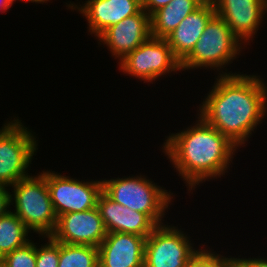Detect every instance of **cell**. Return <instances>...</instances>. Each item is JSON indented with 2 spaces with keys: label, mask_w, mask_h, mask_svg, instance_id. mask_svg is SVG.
<instances>
[{
  "label": "cell",
  "mask_w": 267,
  "mask_h": 267,
  "mask_svg": "<svg viewBox=\"0 0 267 267\" xmlns=\"http://www.w3.org/2000/svg\"><path fill=\"white\" fill-rule=\"evenodd\" d=\"M236 74L219 73L199 115L239 146L266 115L267 86L256 75Z\"/></svg>",
  "instance_id": "6da1fadb"
},
{
  "label": "cell",
  "mask_w": 267,
  "mask_h": 267,
  "mask_svg": "<svg viewBox=\"0 0 267 267\" xmlns=\"http://www.w3.org/2000/svg\"><path fill=\"white\" fill-rule=\"evenodd\" d=\"M167 138L165 154L191 190L207 178L221 177L238 147L201 116L195 126Z\"/></svg>",
  "instance_id": "7a4b0ae2"
},
{
  "label": "cell",
  "mask_w": 267,
  "mask_h": 267,
  "mask_svg": "<svg viewBox=\"0 0 267 267\" xmlns=\"http://www.w3.org/2000/svg\"><path fill=\"white\" fill-rule=\"evenodd\" d=\"M11 186L14 194H10V203H15L14 213L29 230L44 237L50 236L56 228L57 215L46 177L42 173L37 177L28 176Z\"/></svg>",
  "instance_id": "3957f363"
},
{
  "label": "cell",
  "mask_w": 267,
  "mask_h": 267,
  "mask_svg": "<svg viewBox=\"0 0 267 267\" xmlns=\"http://www.w3.org/2000/svg\"><path fill=\"white\" fill-rule=\"evenodd\" d=\"M102 191L112 200L131 210L146 214L156 225L162 218L172 196L146 177L102 180Z\"/></svg>",
  "instance_id": "277c9868"
},
{
  "label": "cell",
  "mask_w": 267,
  "mask_h": 267,
  "mask_svg": "<svg viewBox=\"0 0 267 267\" xmlns=\"http://www.w3.org/2000/svg\"><path fill=\"white\" fill-rule=\"evenodd\" d=\"M239 42L227 23L215 14L206 24L191 53L181 62V69L205 66L220 70L239 55L242 49Z\"/></svg>",
  "instance_id": "5b68a950"
},
{
  "label": "cell",
  "mask_w": 267,
  "mask_h": 267,
  "mask_svg": "<svg viewBox=\"0 0 267 267\" xmlns=\"http://www.w3.org/2000/svg\"><path fill=\"white\" fill-rule=\"evenodd\" d=\"M15 119L0 129V185L11 186L30 175L26 169L38 149L37 140Z\"/></svg>",
  "instance_id": "8992f818"
},
{
  "label": "cell",
  "mask_w": 267,
  "mask_h": 267,
  "mask_svg": "<svg viewBox=\"0 0 267 267\" xmlns=\"http://www.w3.org/2000/svg\"><path fill=\"white\" fill-rule=\"evenodd\" d=\"M174 226L157 225L146 238L144 267H186L200 252Z\"/></svg>",
  "instance_id": "52a82bcc"
},
{
  "label": "cell",
  "mask_w": 267,
  "mask_h": 267,
  "mask_svg": "<svg viewBox=\"0 0 267 267\" xmlns=\"http://www.w3.org/2000/svg\"><path fill=\"white\" fill-rule=\"evenodd\" d=\"M120 70L146 82L178 71L181 62L174 56L165 38L150 37L119 61Z\"/></svg>",
  "instance_id": "ba28073f"
},
{
  "label": "cell",
  "mask_w": 267,
  "mask_h": 267,
  "mask_svg": "<svg viewBox=\"0 0 267 267\" xmlns=\"http://www.w3.org/2000/svg\"><path fill=\"white\" fill-rule=\"evenodd\" d=\"M42 174L46 177L57 217L97 207V200L102 192V180L82 182L50 171H43Z\"/></svg>",
  "instance_id": "9c48e42d"
},
{
  "label": "cell",
  "mask_w": 267,
  "mask_h": 267,
  "mask_svg": "<svg viewBox=\"0 0 267 267\" xmlns=\"http://www.w3.org/2000/svg\"><path fill=\"white\" fill-rule=\"evenodd\" d=\"M106 234L100 212L95 207L58 216L56 228L50 236L65 244L99 247Z\"/></svg>",
  "instance_id": "30bf717a"
},
{
  "label": "cell",
  "mask_w": 267,
  "mask_h": 267,
  "mask_svg": "<svg viewBox=\"0 0 267 267\" xmlns=\"http://www.w3.org/2000/svg\"><path fill=\"white\" fill-rule=\"evenodd\" d=\"M151 36L150 15L142 9L107 28L98 36V41L106 44L112 55L121 60Z\"/></svg>",
  "instance_id": "8fae6325"
},
{
  "label": "cell",
  "mask_w": 267,
  "mask_h": 267,
  "mask_svg": "<svg viewBox=\"0 0 267 267\" xmlns=\"http://www.w3.org/2000/svg\"><path fill=\"white\" fill-rule=\"evenodd\" d=\"M146 238L110 232L98 247L99 267H144Z\"/></svg>",
  "instance_id": "7c38bea8"
},
{
  "label": "cell",
  "mask_w": 267,
  "mask_h": 267,
  "mask_svg": "<svg viewBox=\"0 0 267 267\" xmlns=\"http://www.w3.org/2000/svg\"><path fill=\"white\" fill-rule=\"evenodd\" d=\"M97 208L107 233L123 232L147 238L157 226L146 214L122 206L103 191L98 197Z\"/></svg>",
  "instance_id": "4fadbf2b"
},
{
  "label": "cell",
  "mask_w": 267,
  "mask_h": 267,
  "mask_svg": "<svg viewBox=\"0 0 267 267\" xmlns=\"http://www.w3.org/2000/svg\"><path fill=\"white\" fill-rule=\"evenodd\" d=\"M215 14L222 18L232 33L244 43L253 38L262 22L260 20L265 14L264 0H220Z\"/></svg>",
  "instance_id": "5bb4252c"
},
{
  "label": "cell",
  "mask_w": 267,
  "mask_h": 267,
  "mask_svg": "<svg viewBox=\"0 0 267 267\" xmlns=\"http://www.w3.org/2000/svg\"><path fill=\"white\" fill-rule=\"evenodd\" d=\"M79 11L89 23V32L99 36L110 26L139 13L143 8L135 0H88Z\"/></svg>",
  "instance_id": "9a60e30c"
},
{
  "label": "cell",
  "mask_w": 267,
  "mask_h": 267,
  "mask_svg": "<svg viewBox=\"0 0 267 267\" xmlns=\"http://www.w3.org/2000/svg\"><path fill=\"white\" fill-rule=\"evenodd\" d=\"M215 15V9L199 6L187 15L180 24L165 37L174 56L182 62L193 50L206 24Z\"/></svg>",
  "instance_id": "2e32d148"
},
{
  "label": "cell",
  "mask_w": 267,
  "mask_h": 267,
  "mask_svg": "<svg viewBox=\"0 0 267 267\" xmlns=\"http://www.w3.org/2000/svg\"><path fill=\"white\" fill-rule=\"evenodd\" d=\"M198 7L195 0H172L168 5L159 8L150 15L152 37L165 38Z\"/></svg>",
  "instance_id": "e0dca14e"
},
{
  "label": "cell",
  "mask_w": 267,
  "mask_h": 267,
  "mask_svg": "<svg viewBox=\"0 0 267 267\" xmlns=\"http://www.w3.org/2000/svg\"><path fill=\"white\" fill-rule=\"evenodd\" d=\"M29 232L15 213L9 210L2 215L0 217V258L30 242L27 237Z\"/></svg>",
  "instance_id": "ac0fdd59"
},
{
  "label": "cell",
  "mask_w": 267,
  "mask_h": 267,
  "mask_svg": "<svg viewBox=\"0 0 267 267\" xmlns=\"http://www.w3.org/2000/svg\"><path fill=\"white\" fill-rule=\"evenodd\" d=\"M58 267H99L98 247L60 242Z\"/></svg>",
  "instance_id": "d6986e66"
},
{
  "label": "cell",
  "mask_w": 267,
  "mask_h": 267,
  "mask_svg": "<svg viewBox=\"0 0 267 267\" xmlns=\"http://www.w3.org/2000/svg\"><path fill=\"white\" fill-rule=\"evenodd\" d=\"M2 259L8 267H37L36 245L30 241L25 246L7 253Z\"/></svg>",
  "instance_id": "ffe728a7"
},
{
  "label": "cell",
  "mask_w": 267,
  "mask_h": 267,
  "mask_svg": "<svg viewBox=\"0 0 267 267\" xmlns=\"http://www.w3.org/2000/svg\"><path fill=\"white\" fill-rule=\"evenodd\" d=\"M47 244L41 248L36 246V266L37 267H58L60 255V242L54 240L51 236Z\"/></svg>",
  "instance_id": "44dd1931"
},
{
  "label": "cell",
  "mask_w": 267,
  "mask_h": 267,
  "mask_svg": "<svg viewBox=\"0 0 267 267\" xmlns=\"http://www.w3.org/2000/svg\"><path fill=\"white\" fill-rule=\"evenodd\" d=\"M186 267H231V258L204 249Z\"/></svg>",
  "instance_id": "7402d4cb"
},
{
  "label": "cell",
  "mask_w": 267,
  "mask_h": 267,
  "mask_svg": "<svg viewBox=\"0 0 267 267\" xmlns=\"http://www.w3.org/2000/svg\"><path fill=\"white\" fill-rule=\"evenodd\" d=\"M231 267H267V260L262 258L240 259L231 257Z\"/></svg>",
  "instance_id": "603a6c76"
},
{
  "label": "cell",
  "mask_w": 267,
  "mask_h": 267,
  "mask_svg": "<svg viewBox=\"0 0 267 267\" xmlns=\"http://www.w3.org/2000/svg\"><path fill=\"white\" fill-rule=\"evenodd\" d=\"M172 0H144L142 8L151 15L159 8L168 5Z\"/></svg>",
  "instance_id": "cb8c5ba5"
},
{
  "label": "cell",
  "mask_w": 267,
  "mask_h": 267,
  "mask_svg": "<svg viewBox=\"0 0 267 267\" xmlns=\"http://www.w3.org/2000/svg\"><path fill=\"white\" fill-rule=\"evenodd\" d=\"M7 186L0 185V217L4 215L7 211V208L10 206V192L6 189Z\"/></svg>",
  "instance_id": "d4e9b609"
},
{
  "label": "cell",
  "mask_w": 267,
  "mask_h": 267,
  "mask_svg": "<svg viewBox=\"0 0 267 267\" xmlns=\"http://www.w3.org/2000/svg\"><path fill=\"white\" fill-rule=\"evenodd\" d=\"M199 6L210 7L216 9L220 0H195Z\"/></svg>",
  "instance_id": "484cf974"
},
{
  "label": "cell",
  "mask_w": 267,
  "mask_h": 267,
  "mask_svg": "<svg viewBox=\"0 0 267 267\" xmlns=\"http://www.w3.org/2000/svg\"><path fill=\"white\" fill-rule=\"evenodd\" d=\"M14 0H0V11H6L13 5Z\"/></svg>",
  "instance_id": "4316f807"
},
{
  "label": "cell",
  "mask_w": 267,
  "mask_h": 267,
  "mask_svg": "<svg viewBox=\"0 0 267 267\" xmlns=\"http://www.w3.org/2000/svg\"><path fill=\"white\" fill-rule=\"evenodd\" d=\"M0 267H8L2 258H0Z\"/></svg>",
  "instance_id": "83f0119b"
},
{
  "label": "cell",
  "mask_w": 267,
  "mask_h": 267,
  "mask_svg": "<svg viewBox=\"0 0 267 267\" xmlns=\"http://www.w3.org/2000/svg\"><path fill=\"white\" fill-rule=\"evenodd\" d=\"M33 1V3L35 2V3H44V2H47V1H49V0H32Z\"/></svg>",
  "instance_id": "f1b7e54d"
},
{
  "label": "cell",
  "mask_w": 267,
  "mask_h": 267,
  "mask_svg": "<svg viewBox=\"0 0 267 267\" xmlns=\"http://www.w3.org/2000/svg\"><path fill=\"white\" fill-rule=\"evenodd\" d=\"M264 10L267 12V0H264Z\"/></svg>",
  "instance_id": "f546056e"
},
{
  "label": "cell",
  "mask_w": 267,
  "mask_h": 267,
  "mask_svg": "<svg viewBox=\"0 0 267 267\" xmlns=\"http://www.w3.org/2000/svg\"><path fill=\"white\" fill-rule=\"evenodd\" d=\"M135 1L139 2L141 5H143L144 2V0H135Z\"/></svg>",
  "instance_id": "4dcf8cb0"
},
{
  "label": "cell",
  "mask_w": 267,
  "mask_h": 267,
  "mask_svg": "<svg viewBox=\"0 0 267 267\" xmlns=\"http://www.w3.org/2000/svg\"><path fill=\"white\" fill-rule=\"evenodd\" d=\"M15 1V0H14ZM22 1H26V2H29V1H31V2H33L32 0H22Z\"/></svg>",
  "instance_id": "1f68e13d"
}]
</instances>
